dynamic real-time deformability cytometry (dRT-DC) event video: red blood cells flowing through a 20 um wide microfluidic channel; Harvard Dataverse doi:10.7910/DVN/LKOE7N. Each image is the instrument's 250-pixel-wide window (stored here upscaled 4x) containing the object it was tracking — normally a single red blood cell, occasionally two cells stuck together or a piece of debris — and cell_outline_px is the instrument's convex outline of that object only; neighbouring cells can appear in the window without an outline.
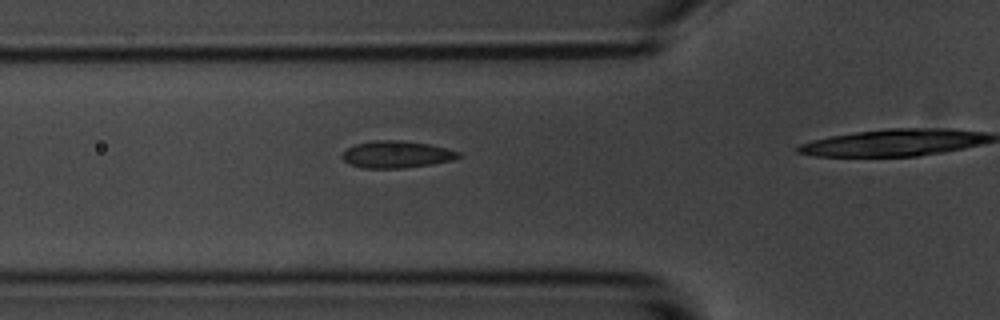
{"species": "common noctule bat (a hibernating species)", "species_latin": "Nyctalus noctula", "temperature_condition": "room temperature", "stored_images_in_passage": 19, "camera_frame_rate_fps": 3000, "um_per_image_px": 0.085, "animal": {"sex": "male", "body_mass_g": 20.1, "forearm_length_mm": 53.5}, "frame": {"image": 1, "passage_image": 14, "time_ms": 4.333, "image_size_px": [1000, 320], "cell_outline_px": [[460, 156], [452, 160], [432, 164], [400, 168], [360, 168], [348, 164], [340, 156], [348, 148], [356, 144], [376, 140], [400, 140], [428, 144], [460, 152]], "centroid_in_image_um": [33.66, 13.13], "position_along_channel_um": 92.1, "area_um2": 18.15}}